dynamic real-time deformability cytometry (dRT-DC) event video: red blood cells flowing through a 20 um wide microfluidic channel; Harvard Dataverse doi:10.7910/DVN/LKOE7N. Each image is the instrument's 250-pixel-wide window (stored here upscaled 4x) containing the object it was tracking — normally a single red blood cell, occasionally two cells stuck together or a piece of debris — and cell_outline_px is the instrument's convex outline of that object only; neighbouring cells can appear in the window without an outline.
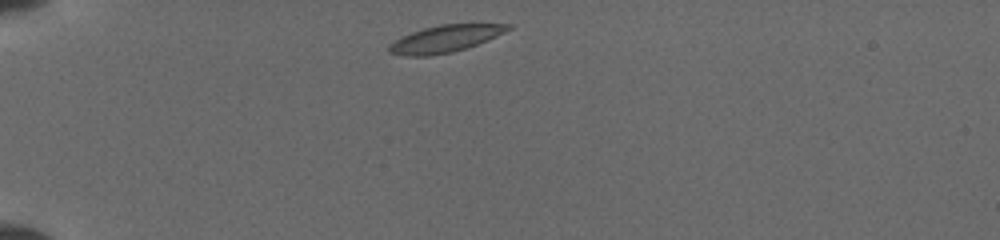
{"species": "common noctule bat (a hibernating species)", "species_latin": "Nyctalus noctula", "temperature_condition": "cold", "stored_images_in_passage": 12, "camera_frame_rate_fps": 3000, "um_per_image_px": 0.085, "animal": {"sex": "female", "body_mass_g": 19.5, "forearm_length_mm": 54.1}, "frame": {"image": 1, "passage_image": 1, "time_ms": 0.0, "image_size_px": [1000, 240], "cell_outline_px": [[512, 28], [496, 36], [476, 44], [452, 52], [428, 56], [408, 56], [388, 52], [388, 44], [412, 32], [424, 28], [440, 24], [512, 24]], "centroid_in_image_um": [37.82, 3.29], "position_along_channel_um": 47.2, "area_um2": 18.38}}
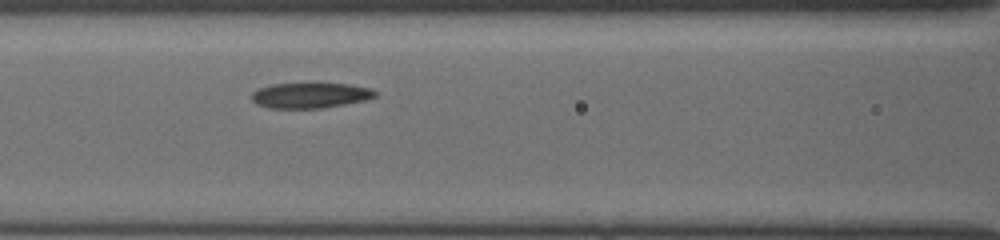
{"frame": {"image": 2, "passage_image": 9, "time_ms": 3.333, "image_size_px": [1000, 240], "cell_outline_px": [[376, 96], [364, 100], [344, 104], [320, 108], [268, 108], [256, 104], [252, 100], [252, 92], [260, 88], [272, 84], [352, 84], [368, 88], [376, 92]], "centroid_in_image_um": [26.34, 8.11], "position_along_channel_um": 140.3, "area_um2": 17.98}}
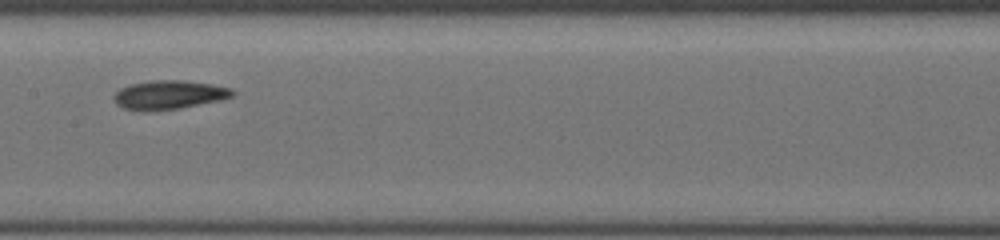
{"frame": {"image": 3, "passage_image": 12, "time_ms": 4.667, "image_size_px": [1000, 240], "cell_outline_px": [[236, 92], [232, 96], [220, 100], [180, 108], [124, 108], [116, 104], [112, 96], [120, 88], [128, 84], [152, 80], [184, 80], [212, 84], [232, 88]], "centroid_in_image_um": [14.41, 8.0], "position_along_channel_um": 193.0, "area_um2": 19.36}}